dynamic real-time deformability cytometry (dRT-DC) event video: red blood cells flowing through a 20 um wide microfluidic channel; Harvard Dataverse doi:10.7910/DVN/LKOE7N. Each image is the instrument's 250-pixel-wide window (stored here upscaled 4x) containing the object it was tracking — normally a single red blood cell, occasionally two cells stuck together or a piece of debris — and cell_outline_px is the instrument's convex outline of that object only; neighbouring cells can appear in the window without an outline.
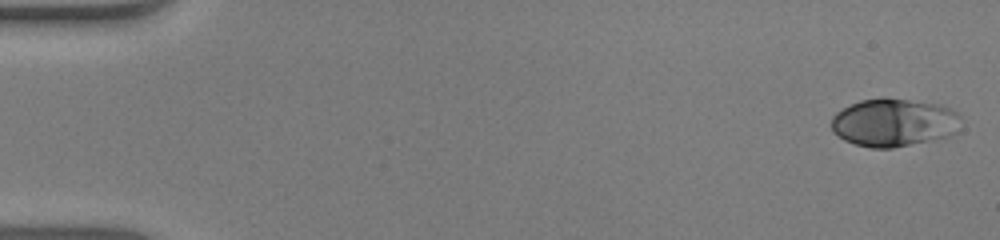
{"species": "human", "species_latin": "Homo sapiens", "temperature_condition": "warm", "stored_images_in_passage": 52, "camera_frame_rate_fps": 3000, "um_per_image_px": 0.085, "donor": {"sex": "male"}, "frame": {"image": 1, "passage_image": 1, "time_ms": 0.0, "image_size_px": [1000, 240], "cell_outline_px": [[960, 116], [956, 132], [948, 136], [892, 148], [872, 148], [856, 144], [844, 140], [832, 132], [832, 116], [836, 112], [860, 100], [880, 96], [884, 96], [940, 104], [956, 112]], "centroid_in_image_um": [75.94, 10.39], "position_along_channel_um": 9.1, "area_um2": 36.3}}
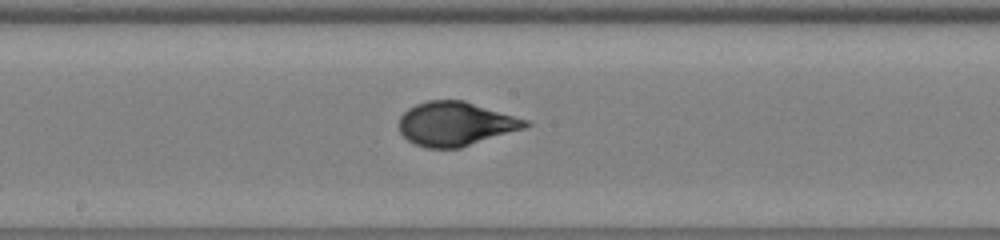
{"frame": {"image": 2, "passage_image": 28, "time_ms": 9.0, "image_size_px": [1000, 240], "cell_outline_px": [[532, 124], [524, 128], [460, 148], [424, 148], [408, 140], [400, 132], [400, 116], [408, 108], [416, 104], [428, 100], [464, 100], [528, 120]], "centroid_in_image_um": [38.72, 10.52], "position_along_channel_um": 209.5, "area_um2": 32.25}}
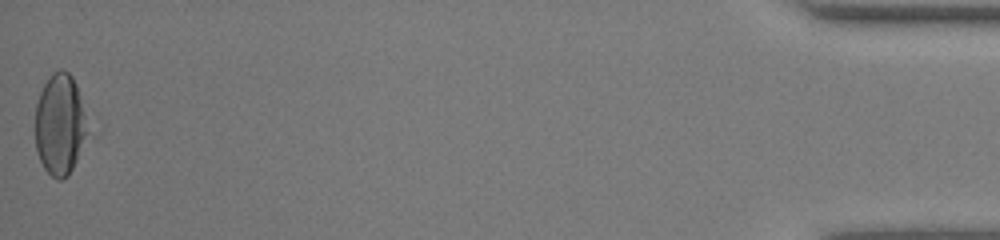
{"frame": {"image": 3, "passage_image": 52, "time_ms": 17.0, "image_size_px": [1000, 240], "cell_outline_px": [[96, 136], [68, 176], [60, 180], [56, 180], [44, 168], [40, 160], [36, 148], [36, 104], [40, 92], [44, 84], [52, 72], [60, 68], [68, 72], [72, 76], [76, 84], [96, 132]], "centroid_in_image_um": [5.27, 10.63], "position_along_channel_um": 429.9, "area_um2": 33.29}, "authors_computed_cell_mechanics": {"area_um2": 32.5992, "velocity_mm_per_s": 3.9489, "shape_relaxation_time_tau1_ms": 6.3779, "shape_relaxation_time_tau2_ms": null, "deformation_change_tau1": 0.2607, "deformation_change_tau2": null}}